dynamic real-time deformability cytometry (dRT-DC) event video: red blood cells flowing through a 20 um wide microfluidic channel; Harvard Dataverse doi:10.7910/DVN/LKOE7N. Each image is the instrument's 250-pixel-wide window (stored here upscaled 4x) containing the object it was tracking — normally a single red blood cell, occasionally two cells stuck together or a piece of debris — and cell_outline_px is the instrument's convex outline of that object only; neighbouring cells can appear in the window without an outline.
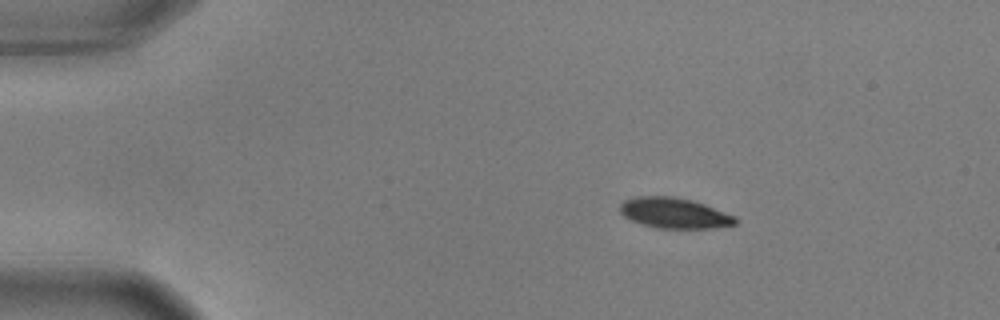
{"species": "common noctule bat (a hibernating species)", "species_latin": "Nyctalus noctula", "temperature_condition": "warm", "stored_images_in_passage": 47, "camera_frame_rate_fps": 3000, "um_per_image_px": 0.085, "animal": {"sex": "male", "body_mass_g": 17.9, "forearm_length_mm": 54.2}, "frame": {"image": 1, "passage_image": 1, "time_ms": 0.0, "image_size_px": [1000, 320], "cell_outline_px": [[736, 224], [712, 228], [656, 228], [640, 224], [624, 216], [620, 212], [620, 204], [624, 200], [636, 196], [672, 196], [692, 200], [704, 204], [736, 216]], "centroid_in_image_um": [57.29, 18.11], "position_along_channel_um": 27.7, "area_um2": 20.52}}
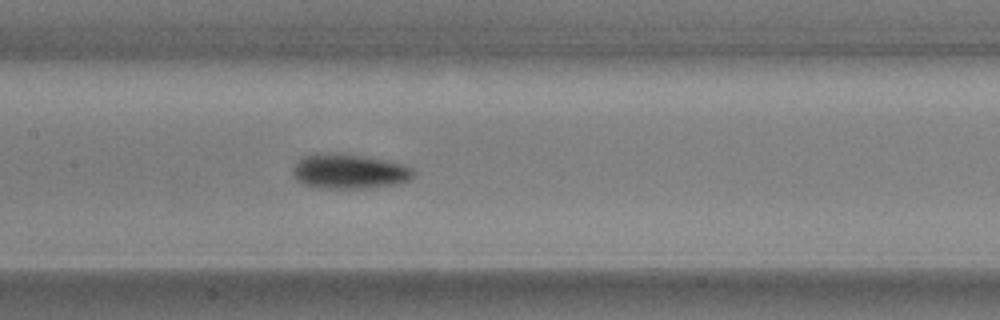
{"frame": {"image": 2, "passage_image": 19, "time_ms": 6.0, "image_size_px": [1000, 320], "cell_outline_px": [[416, 172], [408, 180], [396, 184], [364, 188], [316, 188], [304, 184], [296, 180], [292, 176], [292, 168], [304, 156], [316, 152], [336, 152], [364, 156], [404, 164], [412, 168]], "centroid_in_image_um": [29.64, 14.55], "position_along_channel_um": 177.8, "area_um2": 24.68}}
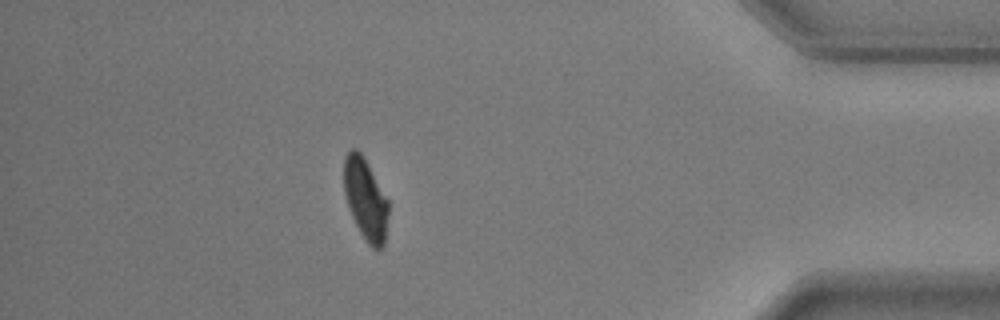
{"frame": {"image": 3, "passage_image": 41, "time_ms": 13.333, "image_size_px": [1000, 320], "cell_outline_px": [[388, 216], [384, 244], [380, 248], [372, 248], [368, 244], [360, 232], [352, 216], [344, 192], [344, 156], [352, 148], [356, 148], [364, 156], [388, 200]], "centroid_in_image_um": [31.07, 16.9], "position_along_channel_um": 404.1, "area_um2": 20.98}, "authors_computed_cell_mechanics": {"area_um2": 22.6576, "velocity_mm_per_s": 3.6361, "shape_relaxation_time_tau1_ms": 4.1628, "shape_relaxation_time_tau2_ms": 2.1221, "deformation_change_tau1": 0.1795, "deformation_change_tau2": 0.0605}}